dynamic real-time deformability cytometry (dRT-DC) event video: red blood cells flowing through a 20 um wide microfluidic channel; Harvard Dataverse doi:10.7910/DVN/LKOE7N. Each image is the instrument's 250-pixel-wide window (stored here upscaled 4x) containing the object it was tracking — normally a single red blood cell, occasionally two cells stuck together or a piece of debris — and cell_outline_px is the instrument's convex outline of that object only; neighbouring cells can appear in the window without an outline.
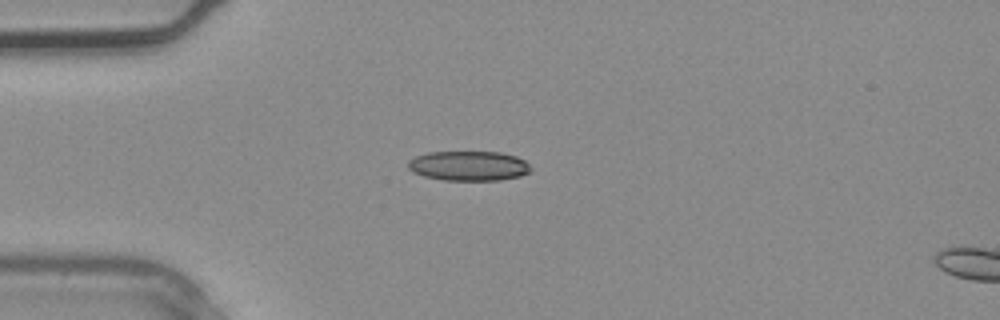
{"species": "common noctule bat (a hibernating species)", "species_latin": "Nyctalus noctula", "temperature_condition": "warm", "stored_images_in_passage": 2, "segment_of_instrument_passage": [1, 2], "camera_frame_rate_fps": 3000, "um_per_image_px": 0.085, "animal": {"sex": "male", "body_mass_g": 20.4}, "frame": {"image": 1, "passage_image": 1, "time_ms": 0.0, "image_size_px": [1000, 320], "cell_outline_px": [[532, 168], [528, 172], [520, 176], [500, 180], [444, 180], [424, 176], [412, 172], [408, 168], [408, 160], [416, 156], [428, 152], [500, 152], [516, 156], [524, 160]], "centroid_in_image_um": [39.83, 14.09], "position_along_channel_um": 45.2, "area_um2": 21.27}}